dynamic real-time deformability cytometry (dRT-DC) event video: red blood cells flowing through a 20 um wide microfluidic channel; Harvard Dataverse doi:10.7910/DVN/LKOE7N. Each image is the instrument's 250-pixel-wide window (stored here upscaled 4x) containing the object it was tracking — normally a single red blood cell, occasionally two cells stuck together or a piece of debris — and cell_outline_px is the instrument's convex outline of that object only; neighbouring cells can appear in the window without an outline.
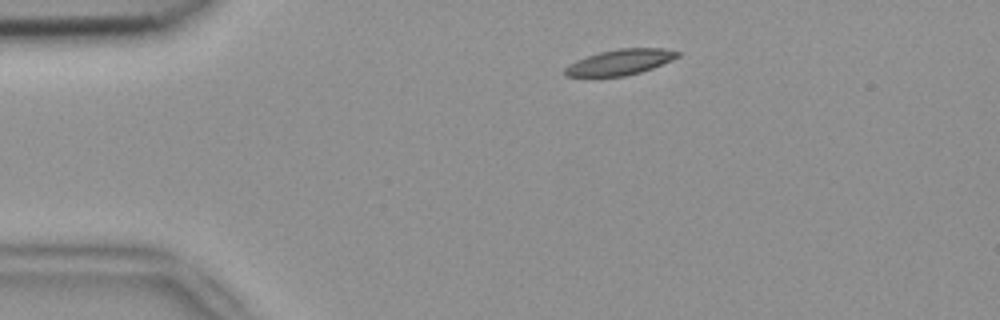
{"species": "common noctule bat (a hibernating species)", "species_latin": "Nyctalus noctula", "temperature_condition": "room temperature", "stored_images_in_passage": 44, "camera_frame_rate_fps": 3000, "um_per_image_px": 0.085, "animal": {"sex": "female", "body_mass_g": 18.4}, "frame": {"image": 1, "passage_image": 1, "time_ms": 0.0, "image_size_px": [1000, 320], "cell_outline_px": [[680, 56], [672, 60], [652, 68], [640, 72], [624, 76], [564, 76], [564, 68], [568, 64], [576, 60], [600, 52], [620, 48], [664, 48], [680, 52]], "centroid_in_image_um": [52.71, 5.27], "position_along_channel_um": 32.3, "area_um2": 16.7}}
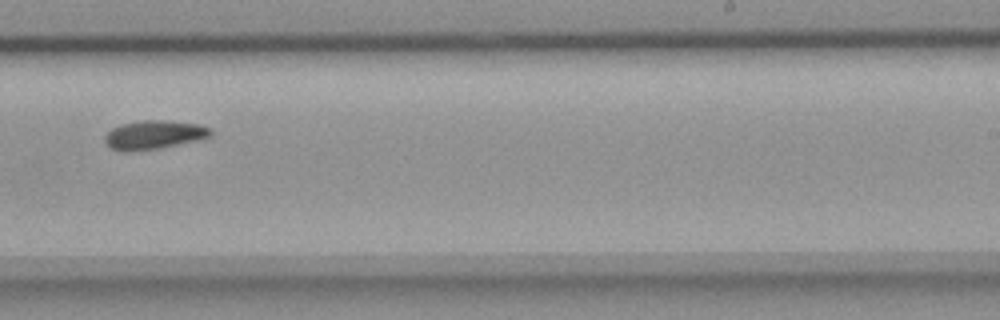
{"frame": {"image": 2, "passage_image": 24, "time_ms": 7.667, "image_size_px": [1000, 320], "cell_outline_px": [[212, 136], [200, 140], [160, 148], [128, 152], [120, 152], [112, 148], [104, 140], [104, 136], [112, 128], [120, 124], [144, 120], [160, 120], [196, 124], [212, 128]], "centroid_in_image_um": [13.09, 11.47], "position_along_channel_um": 275.9, "area_um2": 17.8}}
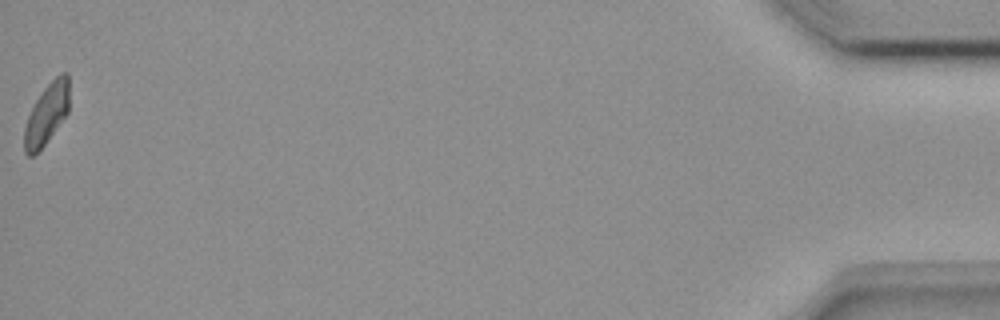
{"frame": {"image": 3, "passage_image": 44, "time_ms": 14.333, "image_size_px": [1000, 320], "cell_outline_px": [[68, 112], [44, 144], [32, 156], [28, 156], [24, 152], [24, 128], [28, 116], [36, 100], [44, 88], [60, 72], [68, 72]], "centroid_in_image_um": [3.96, 9.67], "position_along_channel_um": 431.2, "area_um2": 15.55}, "authors_computed_cell_mechanics": {"area_um2": 17.1088, "velocity_mm_per_s": 3.7961, "shape_relaxation_time_tau1_ms": 9.2772, "shape_relaxation_time_tau2_ms": null, "deformation_change_tau1": 0.1773, "deformation_change_tau2": null}}